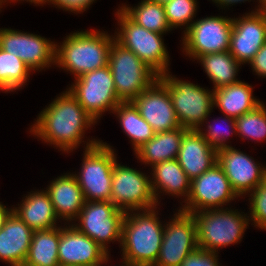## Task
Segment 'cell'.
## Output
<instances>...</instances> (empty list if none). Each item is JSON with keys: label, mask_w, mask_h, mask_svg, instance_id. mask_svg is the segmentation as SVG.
Masks as SVG:
<instances>
[{"label": "cell", "mask_w": 266, "mask_h": 266, "mask_svg": "<svg viewBox=\"0 0 266 266\" xmlns=\"http://www.w3.org/2000/svg\"><path fill=\"white\" fill-rule=\"evenodd\" d=\"M217 163L240 198L261 185L266 177V166L232 146L217 150Z\"/></svg>", "instance_id": "cell-16"}, {"label": "cell", "mask_w": 266, "mask_h": 266, "mask_svg": "<svg viewBox=\"0 0 266 266\" xmlns=\"http://www.w3.org/2000/svg\"><path fill=\"white\" fill-rule=\"evenodd\" d=\"M151 168L152 189L158 206L160 204V196L164 193V195L178 199L181 197L180 199L183 198L184 200L182 203H185L190 195L191 180L179 165L178 160L171 159L159 162Z\"/></svg>", "instance_id": "cell-23"}, {"label": "cell", "mask_w": 266, "mask_h": 266, "mask_svg": "<svg viewBox=\"0 0 266 266\" xmlns=\"http://www.w3.org/2000/svg\"><path fill=\"white\" fill-rule=\"evenodd\" d=\"M64 39L59 45L56 42L55 65L71 73L74 79L108 65L114 35L90 29L72 32Z\"/></svg>", "instance_id": "cell-3"}, {"label": "cell", "mask_w": 266, "mask_h": 266, "mask_svg": "<svg viewBox=\"0 0 266 266\" xmlns=\"http://www.w3.org/2000/svg\"><path fill=\"white\" fill-rule=\"evenodd\" d=\"M249 220L257 229L266 230V177L261 185L248 194Z\"/></svg>", "instance_id": "cell-35"}, {"label": "cell", "mask_w": 266, "mask_h": 266, "mask_svg": "<svg viewBox=\"0 0 266 266\" xmlns=\"http://www.w3.org/2000/svg\"><path fill=\"white\" fill-rule=\"evenodd\" d=\"M122 260V264L120 266H142V265H138V264H135V263H132L130 261H126L124 259H121Z\"/></svg>", "instance_id": "cell-42"}, {"label": "cell", "mask_w": 266, "mask_h": 266, "mask_svg": "<svg viewBox=\"0 0 266 266\" xmlns=\"http://www.w3.org/2000/svg\"><path fill=\"white\" fill-rule=\"evenodd\" d=\"M218 253L197 248L183 260L180 266H222L219 263Z\"/></svg>", "instance_id": "cell-36"}, {"label": "cell", "mask_w": 266, "mask_h": 266, "mask_svg": "<svg viewBox=\"0 0 266 266\" xmlns=\"http://www.w3.org/2000/svg\"><path fill=\"white\" fill-rule=\"evenodd\" d=\"M266 42V8L233 18L230 54L241 64L250 63Z\"/></svg>", "instance_id": "cell-17"}, {"label": "cell", "mask_w": 266, "mask_h": 266, "mask_svg": "<svg viewBox=\"0 0 266 266\" xmlns=\"http://www.w3.org/2000/svg\"><path fill=\"white\" fill-rule=\"evenodd\" d=\"M235 208H219L192 213L197 225L198 248L218 252L240 243L249 227L248 214Z\"/></svg>", "instance_id": "cell-4"}, {"label": "cell", "mask_w": 266, "mask_h": 266, "mask_svg": "<svg viewBox=\"0 0 266 266\" xmlns=\"http://www.w3.org/2000/svg\"><path fill=\"white\" fill-rule=\"evenodd\" d=\"M132 103L155 133L174 130L181 126L168 88L159 79L140 93Z\"/></svg>", "instance_id": "cell-19"}, {"label": "cell", "mask_w": 266, "mask_h": 266, "mask_svg": "<svg viewBox=\"0 0 266 266\" xmlns=\"http://www.w3.org/2000/svg\"><path fill=\"white\" fill-rule=\"evenodd\" d=\"M198 0H170L163 4L167 21L174 28L185 29V32L195 21L198 10ZM184 27V28H182Z\"/></svg>", "instance_id": "cell-33"}, {"label": "cell", "mask_w": 266, "mask_h": 266, "mask_svg": "<svg viewBox=\"0 0 266 266\" xmlns=\"http://www.w3.org/2000/svg\"><path fill=\"white\" fill-rule=\"evenodd\" d=\"M110 201L125 212L158 206L150 175L118 161L113 167Z\"/></svg>", "instance_id": "cell-12"}, {"label": "cell", "mask_w": 266, "mask_h": 266, "mask_svg": "<svg viewBox=\"0 0 266 266\" xmlns=\"http://www.w3.org/2000/svg\"><path fill=\"white\" fill-rule=\"evenodd\" d=\"M37 120L31 125L30 133L34 137L53 145V148L71 153L86 144L84 148H90L99 142V139L83 140L85 131L95 124L93 119L77 101V99L66 89L46 106L37 116ZM55 146V147H54Z\"/></svg>", "instance_id": "cell-1"}, {"label": "cell", "mask_w": 266, "mask_h": 266, "mask_svg": "<svg viewBox=\"0 0 266 266\" xmlns=\"http://www.w3.org/2000/svg\"><path fill=\"white\" fill-rule=\"evenodd\" d=\"M220 117H218L217 119H214L212 120L215 125L217 126V122H223L225 123L226 125H228V127H222V129L220 128L221 126L223 125H219L216 126L213 124H210V121H208V117L204 120V123L206 124H202V126L197 129V131H199V133L204 137V139L208 142V144L215 148L216 150H219V149H222L224 147H227V146H231L230 145H227L228 143L230 142H227V140H229L228 137H230L231 135L233 136V134L236 136V121H235V118L233 117H230V116H227L225 115L224 118H222L221 120ZM222 123V124H223ZM224 124V125H225ZM203 125H207L205 126V128H203ZM227 128V129H226ZM205 131V132H204Z\"/></svg>", "instance_id": "cell-34"}, {"label": "cell", "mask_w": 266, "mask_h": 266, "mask_svg": "<svg viewBox=\"0 0 266 266\" xmlns=\"http://www.w3.org/2000/svg\"><path fill=\"white\" fill-rule=\"evenodd\" d=\"M112 114L119 120L123 132L130 138L134 152L154 137L155 132L150 124L142 118L132 102L119 103Z\"/></svg>", "instance_id": "cell-29"}, {"label": "cell", "mask_w": 266, "mask_h": 266, "mask_svg": "<svg viewBox=\"0 0 266 266\" xmlns=\"http://www.w3.org/2000/svg\"><path fill=\"white\" fill-rule=\"evenodd\" d=\"M45 190L59 220L64 221V224L73 223L85 204L83 191L73 173L61 174L52 179Z\"/></svg>", "instance_id": "cell-21"}, {"label": "cell", "mask_w": 266, "mask_h": 266, "mask_svg": "<svg viewBox=\"0 0 266 266\" xmlns=\"http://www.w3.org/2000/svg\"><path fill=\"white\" fill-rule=\"evenodd\" d=\"M250 2L251 0H212V2H214L217 7H221L220 9H223L225 10V8L229 7V6H233L235 5L236 3H244V2ZM253 1V0H252ZM255 1V0H254ZM256 2H258V6L255 7V10H260V9H265L266 8V3L263 1V0H256Z\"/></svg>", "instance_id": "cell-39"}, {"label": "cell", "mask_w": 266, "mask_h": 266, "mask_svg": "<svg viewBox=\"0 0 266 266\" xmlns=\"http://www.w3.org/2000/svg\"><path fill=\"white\" fill-rule=\"evenodd\" d=\"M60 226L35 230L23 266H59Z\"/></svg>", "instance_id": "cell-27"}, {"label": "cell", "mask_w": 266, "mask_h": 266, "mask_svg": "<svg viewBox=\"0 0 266 266\" xmlns=\"http://www.w3.org/2000/svg\"><path fill=\"white\" fill-rule=\"evenodd\" d=\"M203 70L213 83V90L237 83L239 66L241 64L230 54L229 51L206 54L198 57Z\"/></svg>", "instance_id": "cell-28"}, {"label": "cell", "mask_w": 266, "mask_h": 266, "mask_svg": "<svg viewBox=\"0 0 266 266\" xmlns=\"http://www.w3.org/2000/svg\"><path fill=\"white\" fill-rule=\"evenodd\" d=\"M102 141L84 149L81 170L73 174L85 201H110L111 198L112 172L118 160L115 149Z\"/></svg>", "instance_id": "cell-8"}, {"label": "cell", "mask_w": 266, "mask_h": 266, "mask_svg": "<svg viewBox=\"0 0 266 266\" xmlns=\"http://www.w3.org/2000/svg\"><path fill=\"white\" fill-rule=\"evenodd\" d=\"M84 110L98 122L104 112H110L121 103L109 65L84 73L68 87Z\"/></svg>", "instance_id": "cell-9"}, {"label": "cell", "mask_w": 266, "mask_h": 266, "mask_svg": "<svg viewBox=\"0 0 266 266\" xmlns=\"http://www.w3.org/2000/svg\"><path fill=\"white\" fill-rule=\"evenodd\" d=\"M12 212V208L4 206L2 202H0V228L4 225L8 215Z\"/></svg>", "instance_id": "cell-40"}, {"label": "cell", "mask_w": 266, "mask_h": 266, "mask_svg": "<svg viewBox=\"0 0 266 266\" xmlns=\"http://www.w3.org/2000/svg\"><path fill=\"white\" fill-rule=\"evenodd\" d=\"M11 1H12V3L13 2H15V3H17V1H26V2H29L30 4L32 3V4H34V5H38V6H44L45 4H46V2H47V0H0V11H1V9H2V7H3V5L6 3L7 4V2L8 3H11Z\"/></svg>", "instance_id": "cell-41"}, {"label": "cell", "mask_w": 266, "mask_h": 266, "mask_svg": "<svg viewBox=\"0 0 266 266\" xmlns=\"http://www.w3.org/2000/svg\"><path fill=\"white\" fill-rule=\"evenodd\" d=\"M187 131L188 129L180 126L174 130L155 133L153 138L135 151L137 160L152 167L159 162L177 159L181 140Z\"/></svg>", "instance_id": "cell-26"}, {"label": "cell", "mask_w": 266, "mask_h": 266, "mask_svg": "<svg viewBox=\"0 0 266 266\" xmlns=\"http://www.w3.org/2000/svg\"><path fill=\"white\" fill-rule=\"evenodd\" d=\"M168 71L158 79L168 88L174 110L181 127L197 130L214 108L213 89H205L198 84L172 76Z\"/></svg>", "instance_id": "cell-5"}, {"label": "cell", "mask_w": 266, "mask_h": 266, "mask_svg": "<svg viewBox=\"0 0 266 266\" xmlns=\"http://www.w3.org/2000/svg\"><path fill=\"white\" fill-rule=\"evenodd\" d=\"M152 1H155V2H158V3H161V4H164L170 0H152Z\"/></svg>", "instance_id": "cell-43"}, {"label": "cell", "mask_w": 266, "mask_h": 266, "mask_svg": "<svg viewBox=\"0 0 266 266\" xmlns=\"http://www.w3.org/2000/svg\"><path fill=\"white\" fill-rule=\"evenodd\" d=\"M0 48L19 57L34 72L55 65L56 43L38 34L0 28Z\"/></svg>", "instance_id": "cell-15"}, {"label": "cell", "mask_w": 266, "mask_h": 266, "mask_svg": "<svg viewBox=\"0 0 266 266\" xmlns=\"http://www.w3.org/2000/svg\"><path fill=\"white\" fill-rule=\"evenodd\" d=\"M179 165L192 181L217 163V150L197 130H188L181 140Z\"/></svg>", "instance_id": "cell-20"}, {"label": "cell", "mask_w": 266, "mask_h": 266, "mask_svg": "<svg viewBox=\"0 0 266 266\" xmlns=\"http://www.w3.org/2000/svg\"><path fill=\"white\" fill-rule=\"evenodd\" d=\"M120 8L133 22L145 29L160 34L172 31L161 3L141 0L136 6L122 4ZM169 31V32H168Z\"/></svg>", "instance_id": "cell-30"}, {"label": "cell", "mask_w": 266, "mask_h": 266, "mask_svg": "<svg viewBox=\"0 0 266 266\" xmlns=\"http://www.w3.org/2000/svg\"><path fill=\"white\" fill-rule=\"evenodd\" d=\"M33 230L11 212L0 228V262L23 266L28 255Z\"/></svg>", "instance_id": "cell-22"}, {"label": "cell", "mask_w": 266, "mask_h": 266, "mask_svg": "<svg viewBox=\"0 0 266 266\" xmlns=\"http://www.w3.org/2000/svg\"><path fill=\"white\" fill-rule=\"evenodd\" d=\"M239 197L224 174L222 167L215 163L208 171L191 181V190L185 205L179 209L187 213L224 208Z\"/></svg>", "instance_id": "cell-13"}, {"label": "cell", "mask_w": 266, "mask_h": 266, "mask_svg": "<svg viewBox=\"0 0 266 266\" xmlns=\"http://www.w3.org/2000/svg\"><path fill=\"white\" fill-rule=\"evenodd\" d=\"M115 12L118 29L115 41L135 53L158 75L170 71V56L165 47L163 35L149 31L133 22L120 8Z\"/></svg>", "instance_id": "cell-6"}, {"label": "cell", "mask_w": 266, "mask_h": 266, "mask_svg": "<svg viewBox=\"0 0 266 266\" xmlns=\"http://www.w3.org/2000/svg\"><path fill=\"white\" fill-rule=\"evenodd\" d=\"M108 65L112 72L117 97L121 102H132L159 77L135 53L115 40L110 47Z\"/></svg>", "instance_id": "cell-7"}, {"label": "cell", "mask_w": 266, "mask_h": 266, "mask_svg": "<svg viewBox=\"0 0 266 266\" xmlns=\"http://www.w3.org/2000/svg\"><path fill=\"white\" fill-rule=\"evenodd\" d=\"M30 68L17 56L0 48V90L11 93L29 82Z\"/></svg>", "instance_id": "cell-31"}, {"label": "cell", "mask_w": 266, "mask_h": 266, "mask_svg": "<svg viewBox=\"0 0 266 266\" xmlns=\"http://www.w3.org/2000/svg\"><path fill=\"white\" fill-rule=\"evenodd\" d=\"M125 213L111 201H85L72 225L109 253L108 244L116 241L121 243ZM77 221L78 223H76Z\"/></svg>", "instance_id": "cell-10"}, {"label": "cell", "mask_w": 266, "mask_h": 266, "mask_svg": "<svg viewBox=\"0 0 266 266\" xmlns=\"http://www.w3.org/2000/svg\"><path fill=\"white\" fill-rule=\"evenodd\" d=\"M213 92L214 107H218L223 116L227 115L233 118L252 111L264 102L254 97L251 84L241 80L237 83L215 89Z\"/></svg>", "instance_id": "cell-25"}, {"label": "cell", "mask_w": 266, "mask_h": 266, "mask_svg": "<svg viewBox=\"0 0 266 266\" xmlns=\"http://www.w3.org/2000/svg\"><path fill=\"white\" fill-rule=\"evenodd\" d=\"M236 136L247 140L260 141L266 140V106L265 103L259 104L252 111L246 112L240 117L235 118Z\"/></svg>", "instance_id": "cell-32"}, {"label": "cell", "mask_w": 266, "mask_h": 266, "mask_svg": "<svg viewBox=\"0 0 266 266\" xmlns=\"http://www.w3.org/2000/svg\"><path fill=\"white\" fill-rule=\"evenodd\" d=\"M109 256L110 253L72 224L60 226L59 266H103L111 260Z\"/></svg>", "instance_id": "cell-18"}, {"label": "cell", "mask_w": 266, "mask_h": 266, "mask_svg": "<svg viewBox=\"0 0 266 266\" xmlns=\"http://www.w3.org/2000/svg\"><path fill=\"white\" fill-rule=\"evenodd\" d=\"M233 18L207 16L196 19L183 33L181 48L194 61L203 55L229 51Z\"/></svg>", "instance_id": "cell-11"}, {"label": "cell", "mask_w": 266, "mask_h": 266, "mask_svg": "<svg viewBox=\"0 0 266 266\" xmlns=\"http://www.w3.org/2000/svg\"><path fill=\"white\" fill-rule=\"evenodd\" d=\"M165 222L159 255L154 266H180L197 245V225L193 214L180 209Z\"/></svg>", "instance_id": "cell-14"}, {"label": "cell", "mask_w": 266, "mask_h": 266, "mask_svg": "<svg viewBox=\"0 0 266 266\" xmlns=\"http://www.w3.org/2000/svg\"><path fill=\"white\" fill-rule=\"evenodd\" d=\"M248 65L251 66L252 72H255L257 76L261 78L266 77V42Z\"/></svg>", "instance_id": "cell-38"}, {"label": "cell", "mask_w": 266, "mask_h": 266, "mask_svg": "<svg viewBox=\"0 0 266 266\" xmlns=\"http://www.w3.org/2000/svg\"><path fill=\"white\" fill-rule=\"evenodd\" d=\"M158 207L131 210L122 223V259L142 266H154L162 244L164 225ZM157 210V211H156Z\"/></svg>", "instance_id": "cell-2"}, {"label": "cell", "mask_w": 266, "mask_h": 266, "mask_svg": "<svg viewBox=\"0 0 266 266\" xmlns=\"http://www.w3.org/2000/svg\"><path fill=\"white\" fill-rule=\"evenodd\" d=\"M96 0H47L46 3L58 9H63V11H70V13H79L85 12Z\"/></svg>", "instance_id": "cell-37"}, {"label": "cell", "mask_w": 266, "mask_h": 266, "mask_svg": "<svg viewBox=\"0 0 266 266\" xmlns=\"http://www.w3.org/2000/svg\"><path fill=\"white\" fill-rule=\"evenodd\" d=\"M12 212L22 219L33 231L59 227V220L46 190L30 191L23 200L14 205ZM58 225V226H57Z\"/></svg>", "instance_id": "cell-24"}]
</instances>
